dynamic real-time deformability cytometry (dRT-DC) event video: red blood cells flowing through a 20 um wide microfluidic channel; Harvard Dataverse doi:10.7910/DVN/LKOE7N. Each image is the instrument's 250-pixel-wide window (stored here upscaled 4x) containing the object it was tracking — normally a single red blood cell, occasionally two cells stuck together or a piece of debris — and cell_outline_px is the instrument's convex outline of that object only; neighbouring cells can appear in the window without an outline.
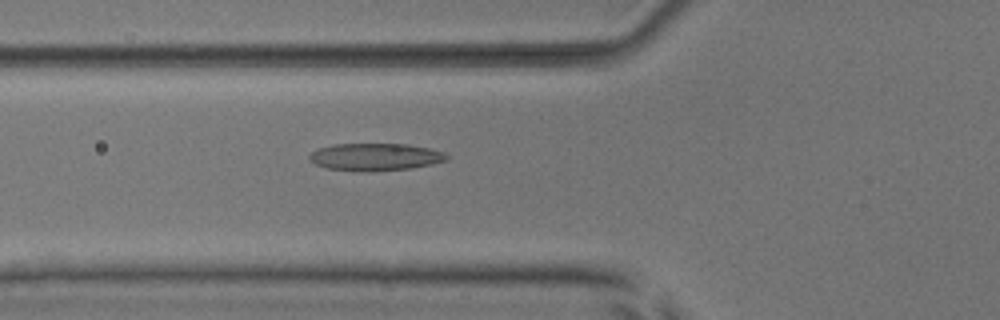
{"species": "common noctule bat (a hibernating species)", "species_latin": "Nyctalus noctula", "temperature_condition": "room temperature", "stored_images_in_passage": 53, "camera_frame_rate_fps": 3000, "um_per_image_px": 0.085, "animal": {"sex": "male", "body_mass_g": 17.9, "forearm_length_mm": 54.2}, "frame": {"image": 1, "passage_image": 20, "time_ms": 6.333, "image_size_px": [1000, 320], "cell_outline_px": [[448, 160], [432, 164], [412, 168], [372, 172], [364, 172], [328, 168], [316, 164], [308, 160], [308, 156], [316, 148], [336, 144], [408, 144], [428, 148], [444, 152], [448, 156]], "centroid_in_image_um": [31.89, 13.34], "position_along_channel_um": 93.9, "area_um2": 22.08}}
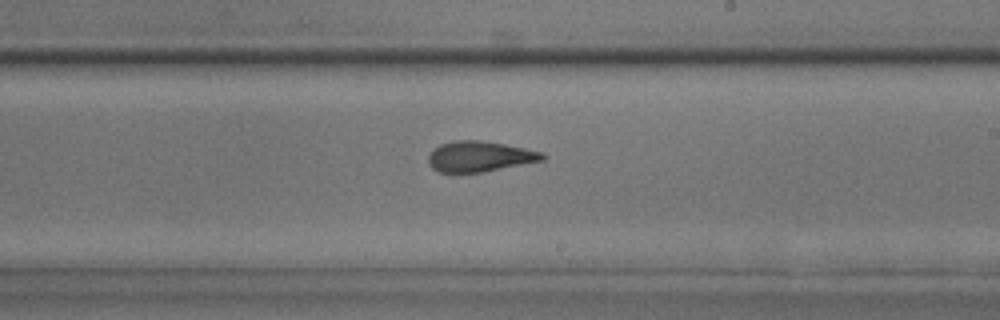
{"frame": {"image": 2, "passage_image": 32, "time_ms": 10.333, "image_size_px": [1000, 320], "cell_outline_px": [[544, 160], [484, 172], [452, 176], [440, 172], [432, 168], [428, 164], [428, 156], [432, 148], [440, 144], [452, 140], [480, 140], [504, 144], [544, 152]], "centroid_in_image_um": [40.68, 13.33], "position_along_channel_um": 248.3, "area_um2": 21.04}}
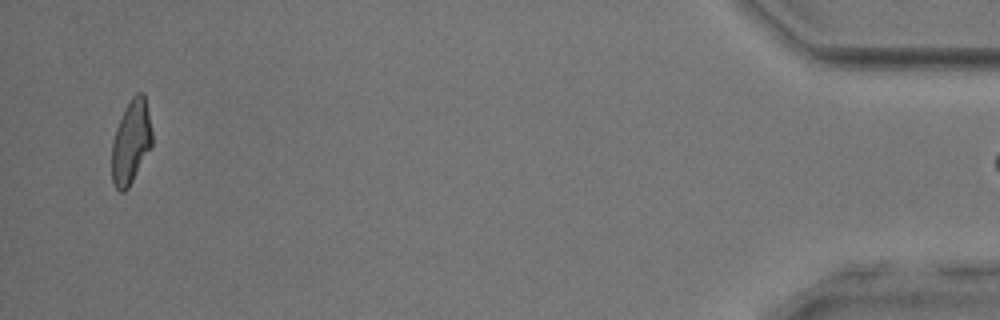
{"frame": {"image": 3, "passage_image": 52, "time_ms": 17.0, "image_size_px": [1000, 320], "cell_outline_px": [[152, 144], [128, 188], [124, 192], [120, 192], [112, 184], [112, 140], [116, 128], [132, 96], [136, 92], [144, 92], [152, 132]], "centroid_in_image_um": [11.12, 12.08], "position_along_channel_um": 424.1, "area_um2": 19.36}}